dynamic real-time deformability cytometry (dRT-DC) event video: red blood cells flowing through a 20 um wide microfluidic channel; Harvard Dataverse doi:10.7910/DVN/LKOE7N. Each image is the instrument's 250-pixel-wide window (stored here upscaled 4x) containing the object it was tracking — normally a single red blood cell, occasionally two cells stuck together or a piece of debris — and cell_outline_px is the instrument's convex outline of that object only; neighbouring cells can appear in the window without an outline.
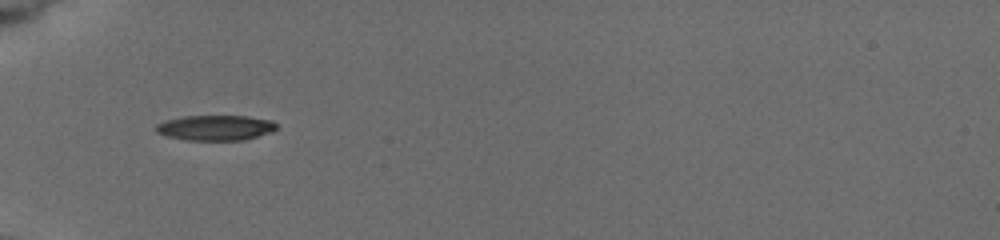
{"species": "common noctule bat (a hibernating species)", "species_latin": "Nyctalus noctula", "temperature_condition": "cold", "stored_images_in_passage": 52, "camera_frame_rate_fps": 3000, "um_per_image_px": 0.085, "animal": {"sex": "female", "body_mass_g": 19.5, "forearm_length_mm": 54.1}, "frame": {"image": 1, "passage_image": 1, "time_ms": 0.0, "image_size_px": [1000, 240], "cell_outline_px": [[276, 128], [272, 132], [244, 140], [188, 140], [168, 136], [156, 132], [156, 124], [164, 120], [184, 116], [248, 116], [272, 120], [276, 124]], "centroid_in_image_um": [18.32, 10.85], "position_along_channel_um": 66.7, "area_um2": 17.74}}
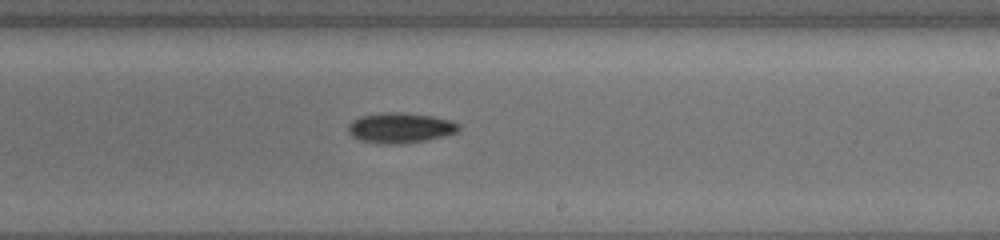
{"frame": {"image": 2, "passage_image": 24, "time_ms": 5.0, "image_size_px": [1000, 240], "cell_outline_px": [[460, 128], [456, 132], [444, 136], [424, 140], [400, 144], [384, 144], [360, 140], [352, 136], [348, 132], [348, 124], [352, 120], [360, 116], [388, 112], [400, 112], [432, 116], [452, 120], [460, 124]], "centroid_in_image_um": [34.02, 10.86], "position_along_channel_um": 255.0, "area_um2": 19.48}}
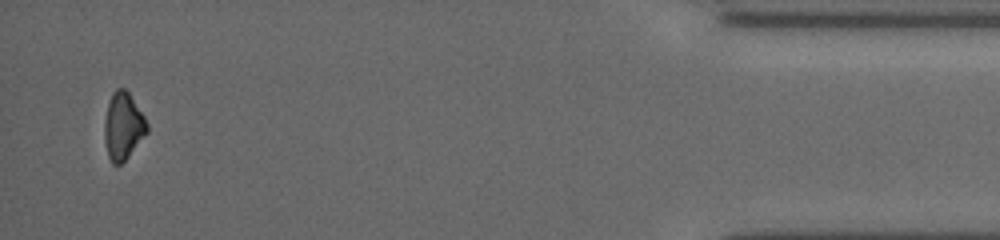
{"frame": {"image": 3, "passage_image": 51, "time_ms": 11.0, "image_size_px": [1000, 240], "cell_outline_px": [[148, 132], [128, 156], [120, 164], [112, 164], [108, 156], [104, 140], [104, 120], [108, 104], [112, 92], [116, 88], [124, 88], [128, 92], [144, 116], [148, 124]], "centroid_in_image_um": [10.45, 10.72], "position_along_channel_um": 424.7, "area_um2": 16.59}, "authors_computed_cell_mechanics": {"area_um2": 18.496, "velocity_mm_per_s": 3.9104, "shape_relaxation_time_tau1_ms": 2.6853, "shape_relaxation_time_tau2_ms": null, "deformation_change_tau1": 0.1133, "deformation_change_tau2": null}}